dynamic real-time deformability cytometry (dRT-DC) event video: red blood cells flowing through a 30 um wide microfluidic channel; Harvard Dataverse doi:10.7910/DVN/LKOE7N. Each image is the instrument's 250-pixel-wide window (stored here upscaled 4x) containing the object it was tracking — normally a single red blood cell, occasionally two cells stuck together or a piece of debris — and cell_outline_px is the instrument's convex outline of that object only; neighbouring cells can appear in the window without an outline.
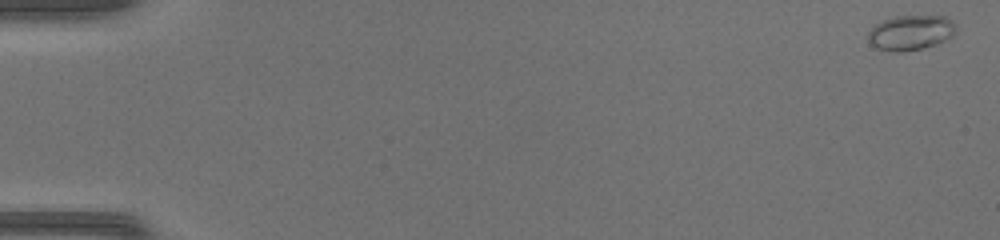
{"species": "common noctule bat (a hibernating species)", "species_latin": "Nyctalus noctula", "temperature_condition": "warm", "stored_images_in_passage": 50, "camera_frame_rate_fps": 3000, "um_per_image_px": 0.085, "animal": {"sex": "female", "body_mass_g": 17.0, "forearm_length_mm": 48.0}, "frame": {"image": 1, "passage_image": 1, "time_ms": 0.0, "image_size_px": [1000, 240], "cell_outline_px": [[956, 32], [952, 36], [936, 44], [924, 48], [904, 52], [892, 52], [876, 48], [868, 40], [868, 32], [872, 24], [880, 20], [896, 16], [944, 16], [952, 20], [956, 24]], "centroid_in_image_um": [77.38, 2.77], "position_along_channel_um": 7.6, "area_um2": 18.26}}
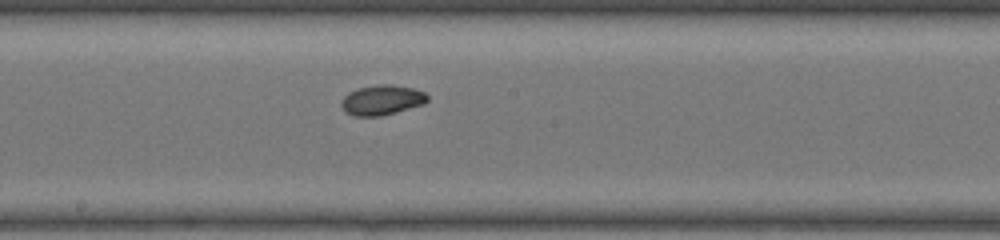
{"frame": {"image": 2, "passage_image": 28, "time_ms": 9.0, "image_size_px": [1000, 240], "cell_outline_px": [[428, 100], [424, 104], [396, 112], [380, 116], [352, 116], [344, 112], [340, 104], [340, 100], [348, 92], [356, 88], [380, 84], [392, 84], [412, 88], [424, 92], [428, 96]], "centroid_in_image_um": [32.41, 8.5], "position_along_channel_um": 215.8, "area_um2": 15.26}}
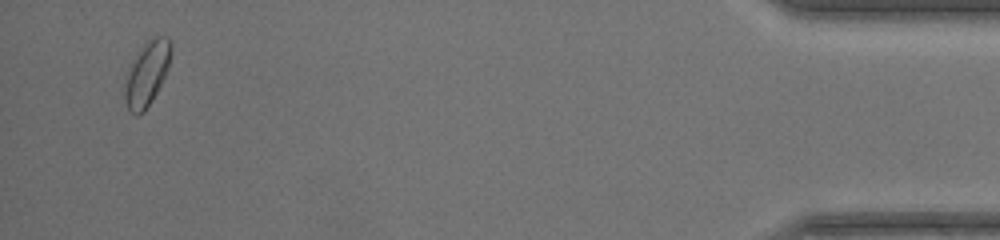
{"frame": {"image": 3, "passage_image": 48, "time_ms": 15.667, "image_size_px": [1000, 240], "cell_outline_px": [[172, 52], [168, 68], [152, 100], [144, 112], [136, 116], [128, 112], [124, 100], [124, 76], [128, 68], [144, 44], [148, 40], [156, 36], [168, 36], [172, 44]], "centroid_in_image_um": [12.46, 6.28], "position_along_channel_um": 422.7, "area_um2": 17.57}, "authors_computed_cell_mechanics": {"area_um2": 15.2881, "velocity_mm_per_s": 4.2764, "shape_relaxation_time_tau1_ms": 4.0804, "shape_relaxation_time_tau2_ms": 1.8734, "deformation_change_tau1": 0.0972, "deformation_change_tau2": 0.0504}}